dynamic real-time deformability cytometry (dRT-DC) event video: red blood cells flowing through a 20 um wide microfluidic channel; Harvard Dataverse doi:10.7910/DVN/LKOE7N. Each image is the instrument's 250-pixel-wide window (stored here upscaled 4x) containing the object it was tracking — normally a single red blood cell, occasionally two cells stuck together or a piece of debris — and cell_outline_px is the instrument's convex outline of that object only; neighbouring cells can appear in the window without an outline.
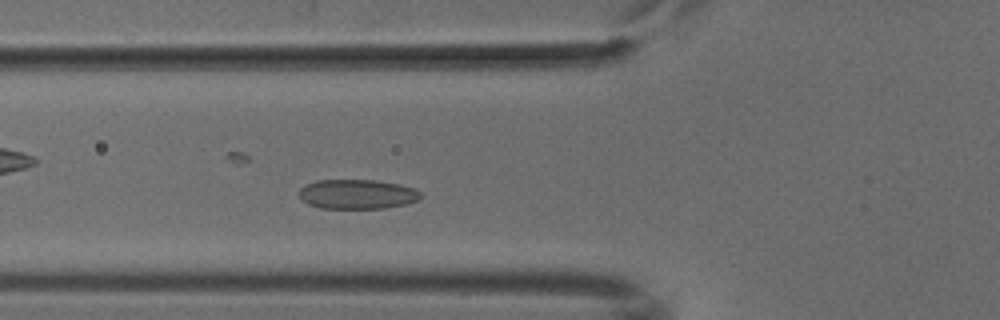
{"species": "common noctule bat (a hibernating species)", "species_latin": "Nyctalus noctula", "temperature_condition": "cold", "stored_images_in_passage": 40, "camera_frame_rate_fps": 3000, "um_per_image_px": 0.085, "animal": {"sex": "male", "body_mass_g": 18.8}, "frame": {"image": 1, "passage_image": 7, "time_ms": 2.0, "image_size_px": [1000, 320], "cell_outline_px": [[420, 196], [416, 200], [404, 204], [384, 208], [320, 208], [308, 204], [300, 200], [300, 188], [316, 180], [376, 180], [400, 184], [416, 188], [420, 192]], "centroid_in_image_um": [30.35, 16.5], "position_along_channel_um": 95.5, "area_um2": 20.87}}
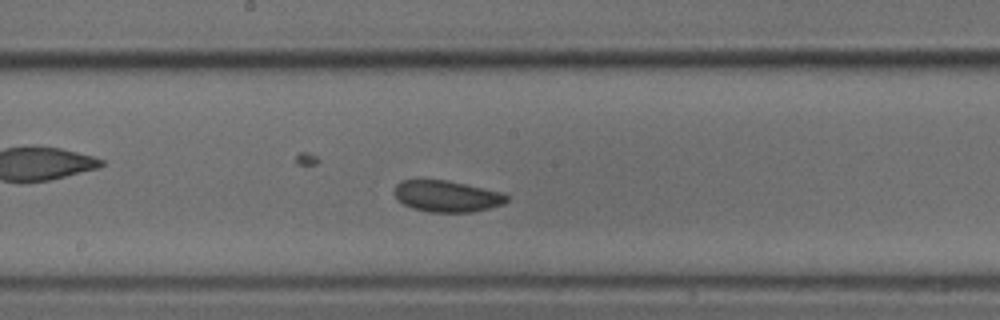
{"frame": {"image": 2, "passage_image": 16, "time_ms": 5.0, "image_size_px": [1000, 320], "cell_outline_px": [[508, 200], [504, 204], [472, 212], [428, 212], [412, 208], [396, 200], [396, 184], [400, 180], [448, 180], [500, 192], [508, 196]], "centroid_in_image_um": [37.97, 16.68], "position_along_channel_um": 210.2, "area_um2": 20.4}}
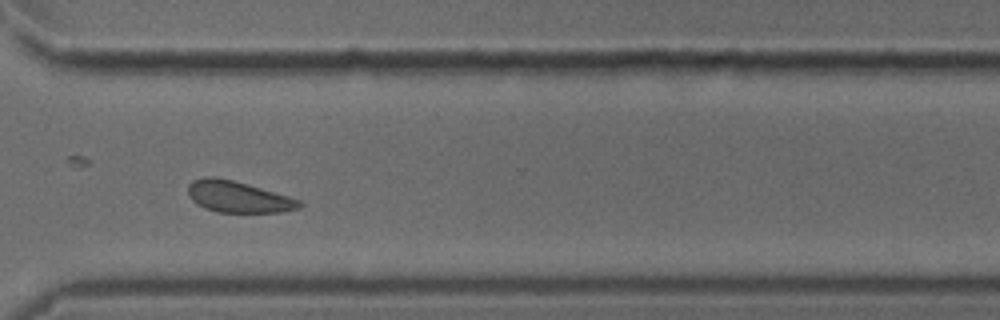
{"frame": {"image": 3, "passage_image": 27, "time_ms": 8.667, "image_size_px": [1000, 320], "cell_outline_px": [[304, 204], [300, 208], [284, 212], [220, 212], [204, 208], [196, 204], [192, 200], [188, 192], [188, 184], [192, 180], [204, 176], [212, 176], [232, 180], [248, 184], [288, 196], [300, 200]], "centroid_in_image_um": [20.23, 16.73], "position_along_channel_um": 350.4, "area_um2": 20.4}}